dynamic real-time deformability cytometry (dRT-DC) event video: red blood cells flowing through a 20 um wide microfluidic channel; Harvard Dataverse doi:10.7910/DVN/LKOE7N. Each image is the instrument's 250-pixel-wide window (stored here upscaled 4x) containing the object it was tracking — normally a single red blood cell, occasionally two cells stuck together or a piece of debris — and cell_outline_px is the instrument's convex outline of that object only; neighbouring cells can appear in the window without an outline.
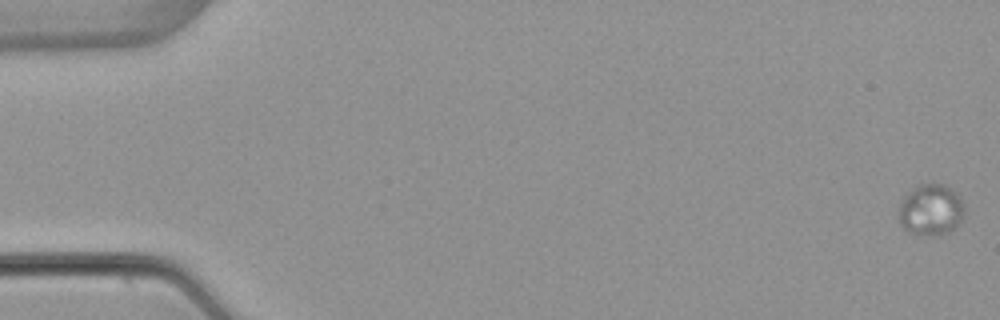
{"species": "common noctule bat (a hibernating species)", "species_latin": "Nyctalus noctula", "temperature_condition": "warm", "stored_images_in_passage": 9, "camera_frame_rate_fps": 3000, "um_per_image_px": 0.085, "animal": {"sex": "female", "body_mass_g": 22.7, "forearm_length_mm": 54.2}, "frame": {"image": 1, "passage_image": 1, "time_ms": 0.0, "image_size_px": [1000, 320], "cell_outline_px": [[964, 212], [960, 220], [948, 232], [932, 236], [928, 236], [908, 232], [900, 224], [900, 200], [916, 184], [944, 184], [960, 196], [964, 204]], "centroid_in_image_um": [79.1, 17.82], "position_along_channel_um": 5.9, "area_um2": 19.54}}
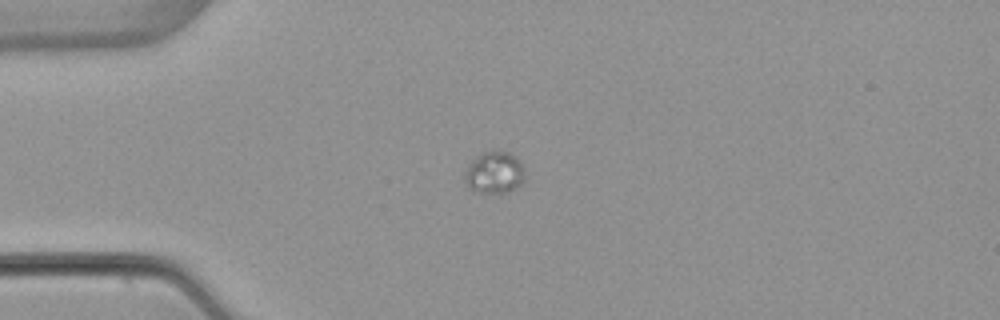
{"frame": {"image": 2, "passage_image": 5, "time_ms": 4.667, "image_size_px": [1000, 320], "cell_outline_px": [[524, 184], [500, 196], [472, 192], [468, 188], [464, 180], [464, 172], [468, 164], [476, 156], [492, 148], [496, 148], [512, 152], [520, 160], [524, 168]], "centroid_in_image_um": [42.03, 14.68], "position_along_channel_um": 43.0, "area_um2": 15.95}}